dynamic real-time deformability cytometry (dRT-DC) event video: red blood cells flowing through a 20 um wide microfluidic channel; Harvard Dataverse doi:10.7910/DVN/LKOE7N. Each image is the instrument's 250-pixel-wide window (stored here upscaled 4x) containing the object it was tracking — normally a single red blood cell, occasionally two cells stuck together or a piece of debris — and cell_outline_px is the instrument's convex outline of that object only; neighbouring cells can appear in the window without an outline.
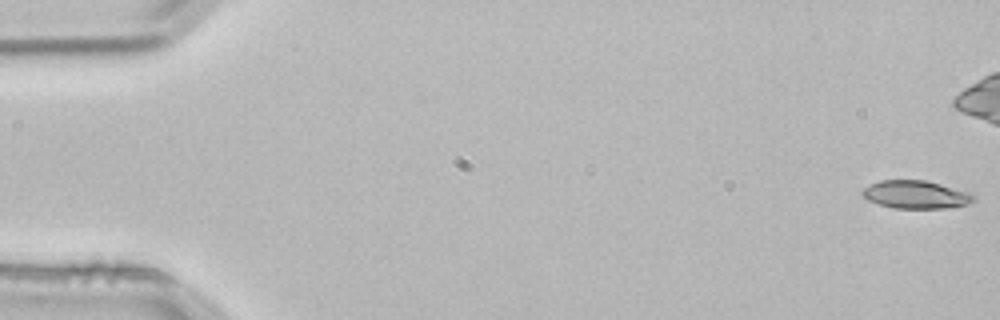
{"species": "common noctule bat (a hibernating species)", "species_latin": "Nyctalus noctula", "temperature_condition": "room temperature", "stored_images_in_passage": 4, "camera_frame_rate_fps": 3000, "um_per_image_px": 0.085, "animal": {"sex": "male", "body_mass_g": 21.5, "forearm_length_mm": 52.0}, "frame": {"image": 1, "passage_image": 1, "time_ms": 0.0, "image_size_px": [1000, 320], "cell_outline_px": [[976, 200], [968, 204], [944, 208], [896, 208], [880, 204], [868, 200], [860, 192], [864, 188], [880, 180], [924, 180], [972, 192], [976, 196]], "centroid_in_image_um": [77.9, 16.53], "position_along_channel_um": 7.1, "area_um2": 18.09}}